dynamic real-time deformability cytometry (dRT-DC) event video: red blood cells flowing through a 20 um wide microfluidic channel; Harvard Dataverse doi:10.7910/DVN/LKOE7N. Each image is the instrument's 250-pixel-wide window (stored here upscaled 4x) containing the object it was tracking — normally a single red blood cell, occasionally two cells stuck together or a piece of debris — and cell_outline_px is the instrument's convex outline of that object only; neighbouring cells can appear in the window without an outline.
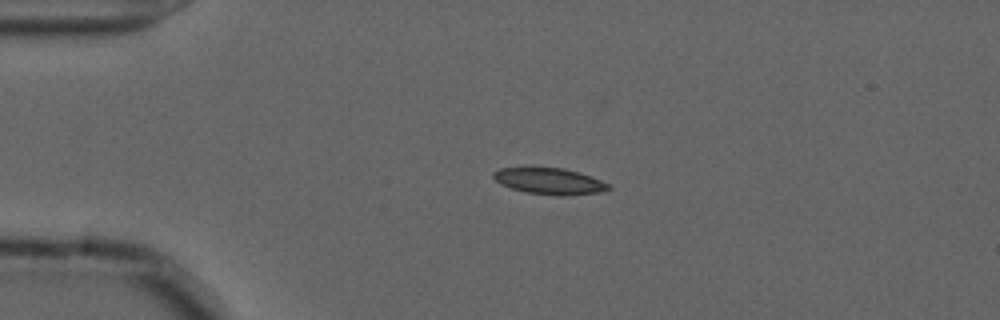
{"species": "common noctule bat (a hibernating species)", "species_latin": "Nyctalus noctula", "temperature_condition": "cold", "stored_images_in_passage": 44, "camera_frame_rate_fps": 3000, "um_per_image_px": 0.085, "animal": {"sex": "male", "forearm_length_mm": 52.5}, "frame": {"image": 1, "passage_image": 1, "time_ms": 0.0, "image_size_px": [1000, 320], "cell_outline_px": [[612, 188], [600, 192], [564, 196], [556, 196], [528, 192], [512, 188], [500, 184], [492, 176], [492, 172], [500, 168], [564, 168], [600, 180], [608, 184]], "centroid_in_image_um": [46.68, 15.41], "position_along_channel_um": 38.3, "area_um2": 17.34}}
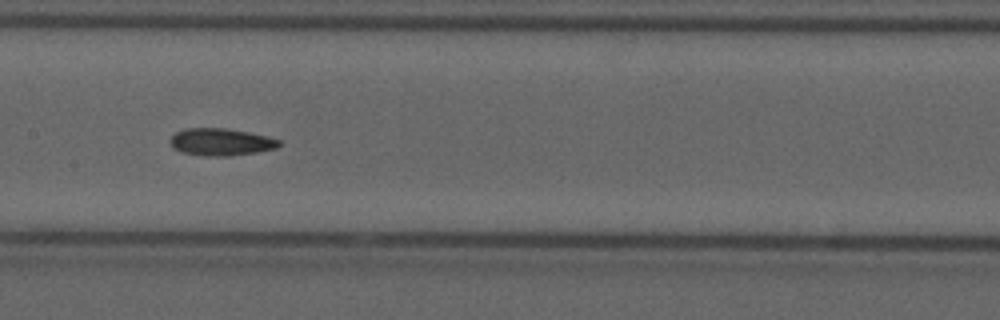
{"frame": {"image": 2, "passage_image": 16, "time_ms": 5.0, "image_size_px": [1000, 320], "cell_outline_px": [[280, 144], [276, 148], [256, 152], [228, 156], [208, 156], [180, 152], [172, 148], [172, 136], [176, 132], [184, 128], [224, 128], [248, 132], [268, 136], [280, 140]], "centroid_in_image_um": [18.78, 12.06], "position_along_channel_um": 188.6, "area_um2": 17.17}}
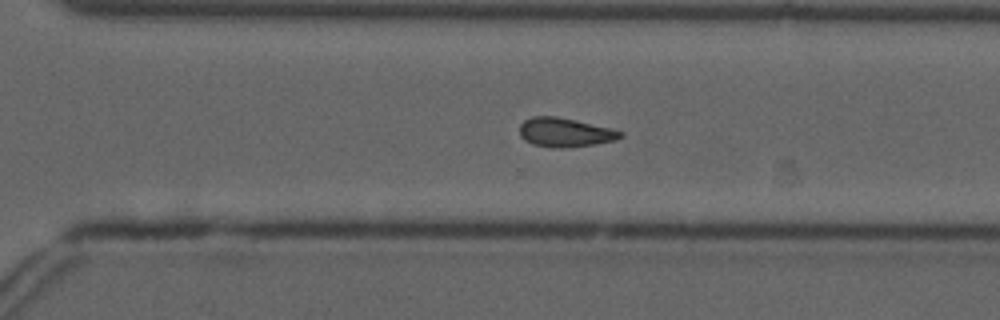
{"frame": {"image": 3, "passage_image": 27, "time_ms": 8.667, "image_size_px": [1000, 320], "cell_outline_px": [[624, 136], [616, 140], [596, 144], [564, 148], [552, 148], [532, 144], [524, 140], [520, 136], [520, 124], [524, 120], [532, 116], [556, 116], [576, 120], [612, 128], [624, 132]], "centroid_in_image_um": [48.04, 11.26], "position_along_channel_um": 322.6, "area_um2": 17.34}, "authors_computed_cell_mechanics": {"area_um2": 16.9065, "velocity_mm_per_s": 3.6598, "shape_relaxation_time_tau1_ms": null, "shape_relaxation_time_tau2_ms": 10.8942, "deformation_change_tau1": null, "deformation_change_tau2": 0.1705}}